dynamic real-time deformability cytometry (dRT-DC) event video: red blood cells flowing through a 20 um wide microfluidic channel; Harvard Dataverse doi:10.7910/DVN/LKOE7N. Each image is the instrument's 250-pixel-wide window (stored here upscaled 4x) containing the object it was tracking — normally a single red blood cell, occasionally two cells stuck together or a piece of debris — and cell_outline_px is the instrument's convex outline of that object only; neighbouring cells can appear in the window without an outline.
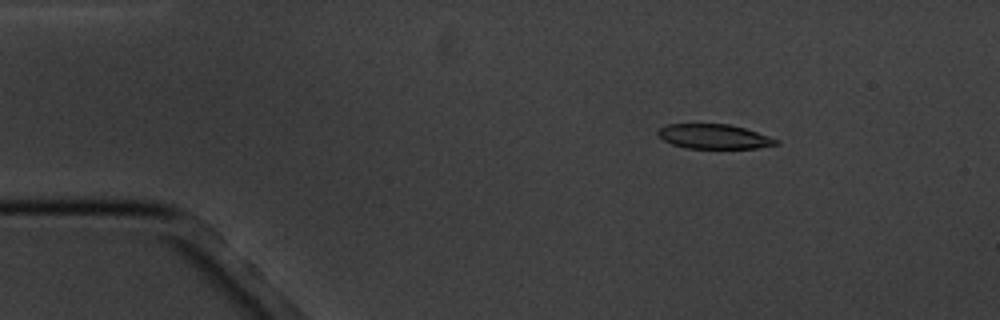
{"species": "common noctule bat (a hibernating species)", "species_latin": "Nyctalus noctula", "temperature_condition": "cold", "stored_images_in_passage": 6, "camera_frame_rate_fps": 3000, "um_per_image_px": 0.085, "animal": {"sex": "male", "body_mass_g": 20.1, "forearm_length_mm": 53.5}, "frame": {"image": 1, "passage_image": 3, "time_ms": 2.333, "image_size_px": [1000, 320], "cell_outline_px": [[780, 144], [756, 148], [688, 148], [672, 144], [664, 140], [656, 132], [660, 128], [668, 124], [728, 124], [744, 128], [768, 136], [776, 140]], "centroid_in_image_um": [60.67, 11.6], "position_along_channel_um": 24.3, "area_um2": 16.65}}
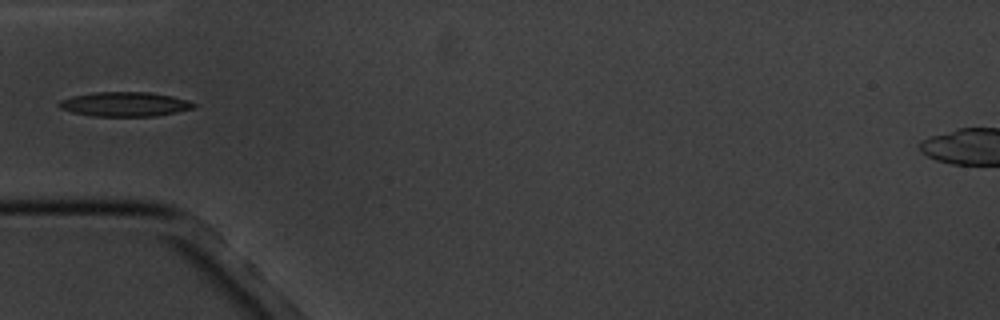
{"frame": {"image": 2, "passage_image": 6, "time_ms": 5.667, "image_size_px": [1000, 320], "cell_outline_px": [[196, 108], [156, 116], [92, 116], [72, 112], [60, 108], [56, 104], [60, 100], [72, 96], [96, 92], [148, 92], [172, 96], [188, 100], [196, 104]], "centroid_in_image_um": [10.61, 8.86], "position_along_channel_um": 74.4, "area_um2": 19.25}}